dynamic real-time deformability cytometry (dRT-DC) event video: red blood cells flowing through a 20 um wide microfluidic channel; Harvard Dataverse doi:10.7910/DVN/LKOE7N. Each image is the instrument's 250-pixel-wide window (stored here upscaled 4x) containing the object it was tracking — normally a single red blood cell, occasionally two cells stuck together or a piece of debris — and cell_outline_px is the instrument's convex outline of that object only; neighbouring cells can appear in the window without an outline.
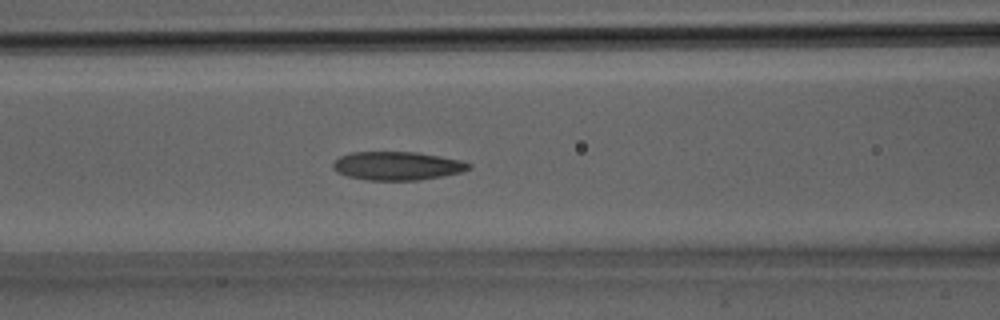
{"species": "Egyptian fruit bat (a non-hibernating species)", "species_latin": "Rousettus aegyptiacus", "temperature_condition": "room temperature", "stored_images_in_passage": 30, "camera_frame_rate_fps": 3000, "um_per_image_px": 0.085, "animal": {"sex": "male"}, "frame": {"image": 1, "passage_image": 12, "time_ms": 3.667, "image_size_px": [1000, 320], "cell_outline_px": [[472, 168], [460, 172], [440, 176], [416, 180], [368, 180], [348, 176], [336, 172], [332, 168], [332, 164], [340, 156], [352, 152], [416, 152], [464, 160], [472, 164]], "centroid_in_image_um": [33.77, 14.09], "position_along_channel_um": 132.8, "area_um2": 22.54}}
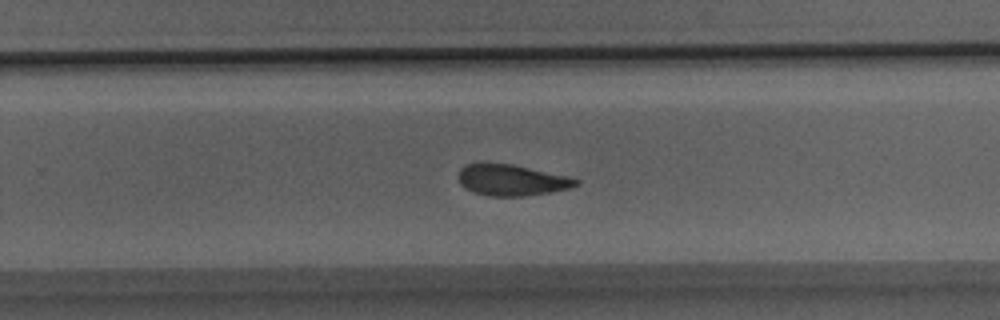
{"frame": {"image": 2, "passage_image": 19, "time_ms": 6.0, "image_size_px": [1000, 320], "cell_outline_px": [[580, 184], [568, 188], [548, 192], [524, 196], [488, 196], [472, 192], [460, 184], [456, 176], [460, 168], [464, 164], [480, 160], [512, 164], [572, 176], [580, 180]], "centroid_in_image_um": [43.42, 15.26], "position_along_channel_um": 286.4, "area_um2": 22.2}}
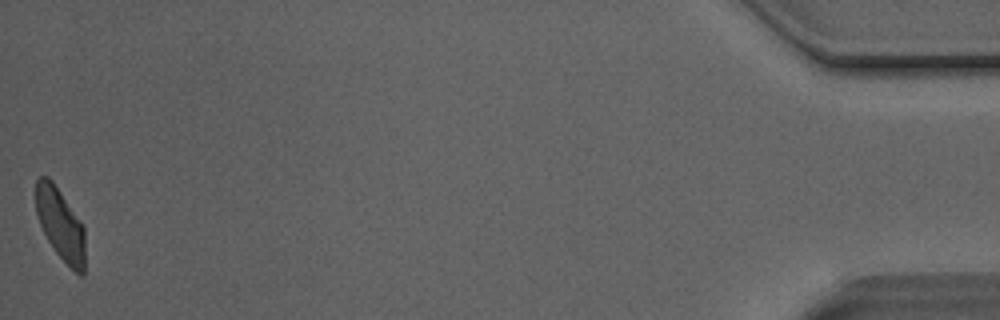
{"frame": {"image": 3, "passage_image": 30, "time_ms": 9.667, "image_size_px": [1000, 320], "cell_outline_px": [[84, 276], [80, 276], [56, 252], [48, 240], [40, 224], [36, 212], [36, 180], [40, 176], [48, 176], [52, 180], [80, 220], [84, 228]], "centroid_in_image_um": [5.13, 19.04], "position_along_channel_um": 430.1, "area_um2": 20.29}}